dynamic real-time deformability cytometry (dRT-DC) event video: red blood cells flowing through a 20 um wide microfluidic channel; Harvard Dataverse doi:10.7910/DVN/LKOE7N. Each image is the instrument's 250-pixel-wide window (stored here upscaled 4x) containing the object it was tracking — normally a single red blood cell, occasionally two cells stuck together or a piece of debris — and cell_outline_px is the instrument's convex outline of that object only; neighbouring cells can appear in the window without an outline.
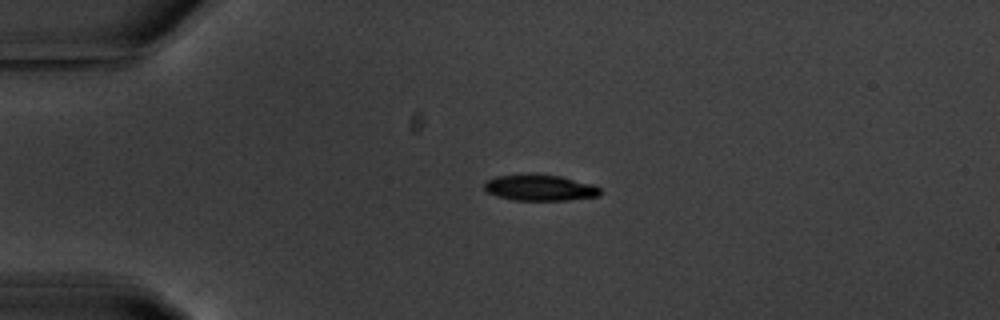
{"species": "common noctule bat (a hibernating species)", "species_latin": "Nyctalus noctula", "temperature_condition": "warm", "stored_images_in_passage": 2, "camera_frame_rate_fps": 3000, "um_per_image_px": 0.085, "animal": {"sex": "male", "body_mass_g": 20.1, "forearm_length_mm": 53.5}, "frame": {"image": 1, "passage_image": 1, "time_ms": 0.0, "image_size_px": [1000, 320], "cell_outline_px": [[600, 196], [568, 200], [516, 200], [484, 192], [484, 184], [488, 180], [496, 176], [524, 172], [536, 172], [560, 176], [592, 184], [600, 188]], "centroid_in_image_um": [45.86, 15.92], "position_along_channel_um": 39.1, "area_um2": 18.03}}